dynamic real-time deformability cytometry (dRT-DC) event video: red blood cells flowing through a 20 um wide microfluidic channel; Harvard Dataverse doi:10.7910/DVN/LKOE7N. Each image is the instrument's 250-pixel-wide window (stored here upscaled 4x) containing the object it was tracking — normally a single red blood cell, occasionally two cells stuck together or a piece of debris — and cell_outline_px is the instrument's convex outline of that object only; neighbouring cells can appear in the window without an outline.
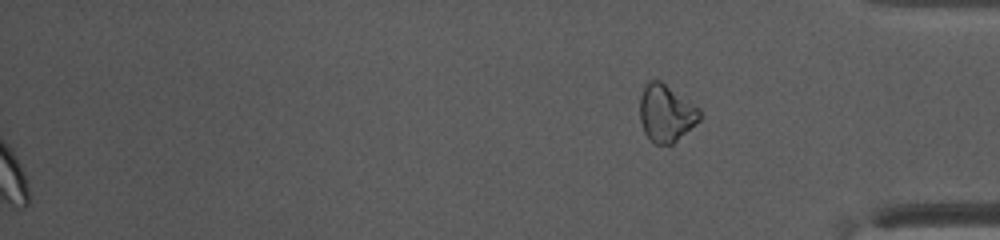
{"species": "common noctule bat (a hibernating species)", "species_latin": "Nyctalus noctula", "temperature_condition": "warm", "stored_images_in_passage": 40, "segment_of_instrument_passage": [2, 2], "camera_frame_rate_fps": 3000, "um_per_image_px": 0.085, "animal": {"sex": "female", "body_mass_g": 10.0, "forearm_length_mm": 53.1}, "frame": {"image": 1, "passage_image": 40, "time_ms": 13.0, "image_size_px": [1000, 240], "cell_outline_px": [[700, 120], [672, 144], [656, 144], [644, 132], [640, 120], [640, 96], [648, 80], [660, 80], [700, 108]], "centroid_in_image_um": [56.61, 9.6], "position_along_channel_um": 378.6, "area_um2": 19.77}}